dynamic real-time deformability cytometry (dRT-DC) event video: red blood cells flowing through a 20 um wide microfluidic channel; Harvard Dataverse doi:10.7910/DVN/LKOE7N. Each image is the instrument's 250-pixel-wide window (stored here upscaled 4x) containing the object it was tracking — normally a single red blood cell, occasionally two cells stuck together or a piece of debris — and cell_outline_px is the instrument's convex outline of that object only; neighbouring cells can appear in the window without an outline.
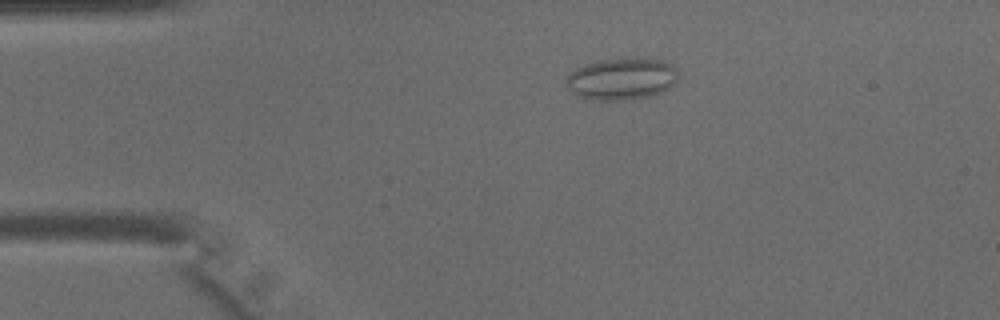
{"species": "common noctule bat (a hibernating species)", "species_latin": "Nyctalus noctula", "temperature_condition": "warm", "stored_images_in_passage": 37, "camera_frame_rate_fps": 3000, "um_per_image_px": 0.085, "animal": {"sex": "male", "body_mass_g": 15.6}, "frame": {"image": 1, "passage_image": 2, "time_ms": 0.333, "image_size_px": [1000, 320], "cell_outline_px": [[676, 80], [668, 88], [656, 96], [632, 100], [592, 100], [576, 96], [568, 88], [568, 76], [576, 68], [584, 64], [600, 60], [624, 56], [664, 60], [672, 64], [676, 68]], "centroid_in_image_um": [52.86, 6.69], "position_along_channel_um": 32.1, "area_um2": 27.92}}
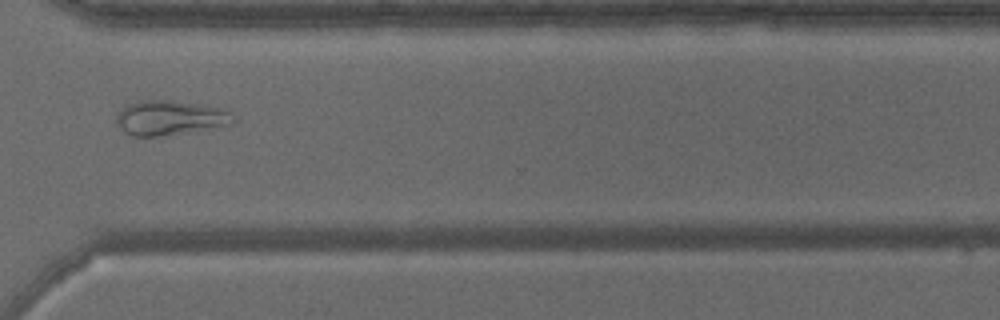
{"frame": {"image": 2, "passage_image": 26, "time_ms": 8.333, "image_size_px": [1000, 320], "cell_outline_px": [[236, 124], [160, 136], [132, 136], [124, 132], [120, 128], [116, 120], [116, 116], [120, 108], [128, 104], [140, 100], [168, 100], [228, 108], [236, 116]], "centroid_in_image_um": [14.51, 10.0], "position_along_channel_um": 356.1, "area_um2": 23.99}}
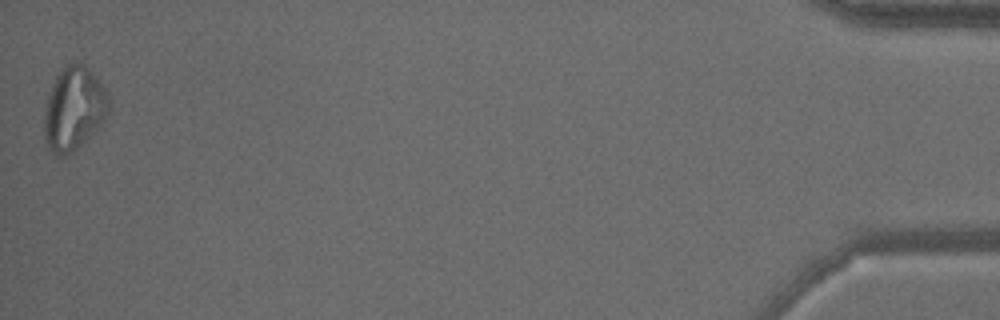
{"frame": {"image": 3, "passage_image": 37, "time_ms": 12.0, "image_size_px": [1000, 320], "cell_outline_px": [[108, 112], [104, 120], [72, 152], [64, 156], [56, 156], [52, 152], [44, 140], [44, 108], [52, 84], [56, 76], [68, 64], [84, 64], [104, 88], [108, 96]], "centroid_in_image_um": [6.23, 9.26], "position_along_channel_um": 429.0, "area_um2": 30.63}}